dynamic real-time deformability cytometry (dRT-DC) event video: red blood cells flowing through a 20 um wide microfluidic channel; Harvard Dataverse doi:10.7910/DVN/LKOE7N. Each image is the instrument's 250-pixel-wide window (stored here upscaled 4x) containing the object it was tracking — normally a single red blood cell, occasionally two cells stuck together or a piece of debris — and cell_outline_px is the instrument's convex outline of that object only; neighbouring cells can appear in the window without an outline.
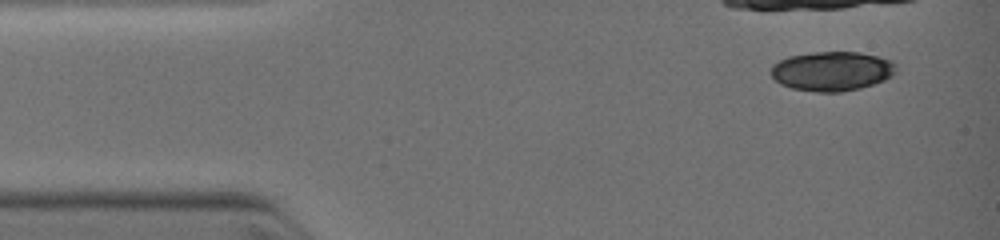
{"species": "common noctule bat (a hibernating species)", "species_latin": "Nyctalus noctula", "temperature_condition": "warm", "stored_images_in_passage": 2, "camera_frame_rate_fps": 3000, "um_per_image_px": 0.085, "animal": {"sex": "female", "body_mass_g": 19.0, "forearm_length_mm": 51.5}, "frame": {"image": 1, "passage_image": 1, "time_ms": 0.0, "image_size_px": [1000, 240], "cell_outline_px": [[896, 72], [892, 76], [884, 80], [860, 88], [840, 92], [816, 92], [792, 88], [780, 84], [772, 76], [772, 64], [788, 56], [812, 52], [856, 52], [876, 56], [892, 60], [896, 64]], "centroid_in_image_um": [70.72, 6.04], "position_along_channel_um": 14.3, "area_um2": 28.73}}